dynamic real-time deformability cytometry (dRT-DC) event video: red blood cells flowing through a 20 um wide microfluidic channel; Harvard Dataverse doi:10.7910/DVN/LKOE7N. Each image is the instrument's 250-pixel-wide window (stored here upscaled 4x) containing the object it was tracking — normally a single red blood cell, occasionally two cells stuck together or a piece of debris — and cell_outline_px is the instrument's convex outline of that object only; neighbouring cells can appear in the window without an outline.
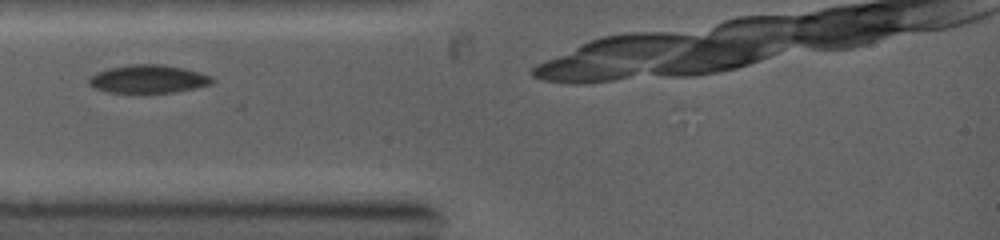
{"species": "common noctule bat (a hibernating species)", "species_latin": "Nyctalus noctula", "temperature_condition": "warm", "stored_images_in_passage": 2, "camera_frame_rate_fps": 5000, "um_per_image_px": 0.085, "animal": {"sex": "female", "body_mass_g": 19.0, "forearm_length_mm": 53.3}, "frame": {"image": 1, "passage_image": 1, "time_ms": 0.0, "image_size_px": [1000, 240], "cell_outline_px": [[216, 80], [212, 84], [196, 88], [176, 92], [108, 92], [96, 88], [88, 84], [88, 80], [96, 72], [108, 68], [132, 64], [160, 64], [200, 72], [212, 76]], "centroid_in_image_um": [12.64, 6.71], "position_along_channel_um": 72.4, "area_um2": 20.11}}